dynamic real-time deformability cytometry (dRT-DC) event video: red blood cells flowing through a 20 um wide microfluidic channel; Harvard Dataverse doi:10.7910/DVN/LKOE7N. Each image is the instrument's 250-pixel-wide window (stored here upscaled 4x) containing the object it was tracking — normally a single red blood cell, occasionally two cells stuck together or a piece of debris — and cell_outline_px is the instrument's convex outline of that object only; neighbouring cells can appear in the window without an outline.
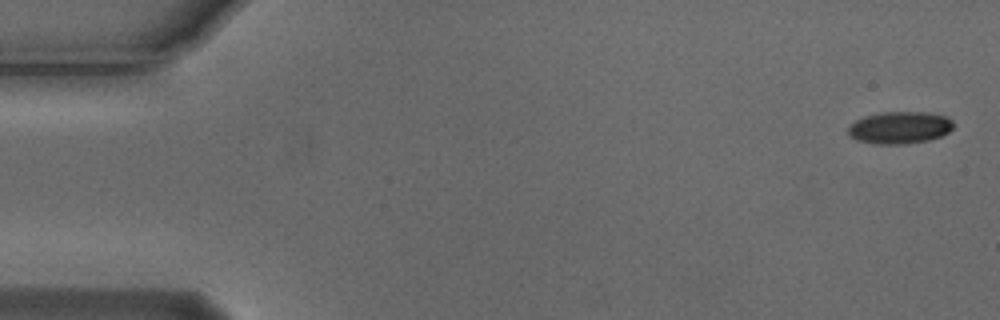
{"species": "Egyptian fruit bat (a non-hibernating species)", "species_latin": "Rousettus aegyptiacus", "temperature_condition": "cold", "stored_images_in_passage": 6, "camera_frame_rate_fps": 3000, "um_per_image_px": 0.085, "animal": {"sex": "male"}, "frame": {"image": 1, "passage_image": 1, "time_ms": 0.0, "image_size_px": [1000, 320], "cell_outline_px": [[952, 128], [948, 132], [940, 136], [928, 140], [904, 144], [876, 144], [856, 140], [848, 136], [848, 128], [856, 120], [864, 116], [880, 112], [928, 112], [944, 116], [952, 120]], "centroid_in_image_um": [76.44, 10.85], "position_along_channel_um": 8.6, "area_um2": 19.71}}
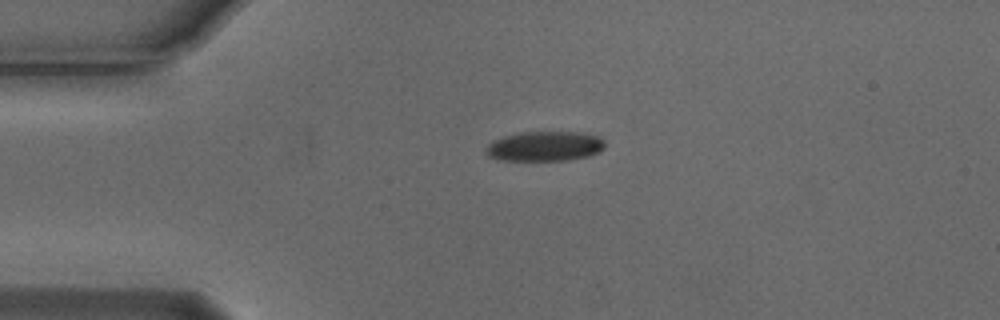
{"frame": {"image": 2, "passage_image": 4, "time_ms": 1.0, "image_size_px": [1000, 320], "cell_outline_px": [[604, 148], [600, 152], [588, 156], [568, 160], [500, 160], [488, 156], [484, 152], [484, 148], [488, 144], [504, 136], [520, 132], [576, 132], [600, 136], [604, 140]], "centroid_in_image_um": [46.3, 12.43], "position_along_channel_um": 38.7, "area_um2": 20.75}}
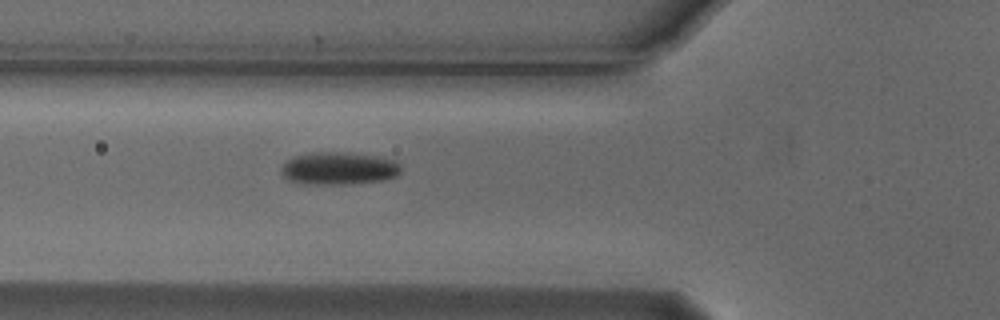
{"frame": {"image": 3, "passage_image": 6, "time_ms": 1.667, "image_size_px": [1000, 320], "cell_outline_px": [[400, 172], [396, 176], [380, 180], [344, 184], [324, 184], [288, 180], [280, 172], [280, 168], [292, 156], [312, 152], [348, 152], [380, 156], [396, 160], [400, 164]], "centroid_in_image_um": [28.81, 14.28], "position_along_channel_um": 97.0, "area_um2": 22.66}}